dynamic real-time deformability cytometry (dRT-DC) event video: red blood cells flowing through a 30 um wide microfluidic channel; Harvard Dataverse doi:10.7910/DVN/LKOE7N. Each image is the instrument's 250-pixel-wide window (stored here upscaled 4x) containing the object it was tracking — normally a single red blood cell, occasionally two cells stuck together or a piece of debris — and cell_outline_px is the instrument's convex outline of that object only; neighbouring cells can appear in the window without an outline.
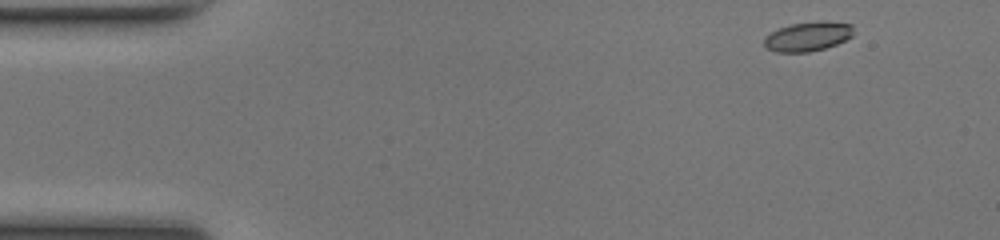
{"species": "common noctule bat (a hibernating species)", "species_latin": "Nyctalus noctula", "temperature_condition": "room temperature", "stored_images_in_passage": 45, "camera_frame_rate_fps": 3000, "um_per_image_px": 0.085, "animal": {"sex": "female", "body_mass_g": 17.0, "forearm_length_mm": 48.0}, "frame": {"image": 1, "passage_image": 1, "time_ms": 0.0, "image_size_px": [1000, 240], "cell_outline_px": [[852, 36], [836, 44], [824, 48], [808, 52], [776, 52], [768, 48], [764, 44], [764, 40], [772, 32], [780, 28], [792, 24], [820, 20], [852, 24]], "centroid_in_image_um": [68.69, 3.09], "position_along_channel_um": 16.3, "area_um2": 15.03}}
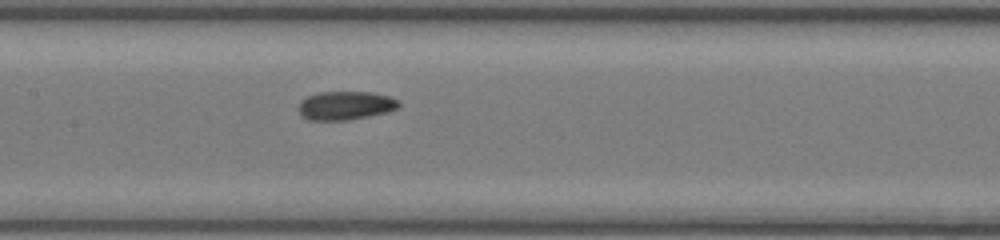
{"frame": {"image": 2, "passage_image": 20, "time_ms": 6.333, "image_size_px": [1000, 240], "cell_outline_px": [[400, 104], [396, 108], [384, 112], [368, 116], [344, 120], [308, 120], [300, 112], [300, 100], [308, 96], [320, 92], [372, 92], [388, 96], [400, 100]], "centroid_in_image_um": [29.37, 8.96], "position_along_channel_um": 178.0, "area_um2": 16.42}}
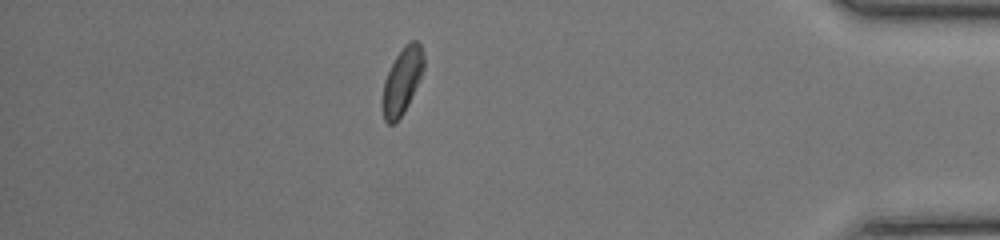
{"frame": {"image": 3, "passage_image": 39, "time_ms": 12.667, "image_size_px": [1000, 240], "cell_outline_px": [[424, 68], [408, 104], [404, 112], [392, 124], [388, 124], [384, 120], [384, 80], [396, 56], [412, 40], [416, 40], [420, 44], [424, 56]], "centroid_in_image_um": [34.21, 6.86], "position_along_channel_um": 401.0, "area_um2": 15.14}, "authors_computed_cell_mechanics": {"area_um2": 16.2996, "velocity_mm_per_s": 4.2337, "shape_relaxation_time_tau1_ms": 5.6583, "shape_relaxation_time_tau2_ms": 2.3895, "deformation_change_tau1": 0.1561, "deformation_change_tau2": 0.0678}}